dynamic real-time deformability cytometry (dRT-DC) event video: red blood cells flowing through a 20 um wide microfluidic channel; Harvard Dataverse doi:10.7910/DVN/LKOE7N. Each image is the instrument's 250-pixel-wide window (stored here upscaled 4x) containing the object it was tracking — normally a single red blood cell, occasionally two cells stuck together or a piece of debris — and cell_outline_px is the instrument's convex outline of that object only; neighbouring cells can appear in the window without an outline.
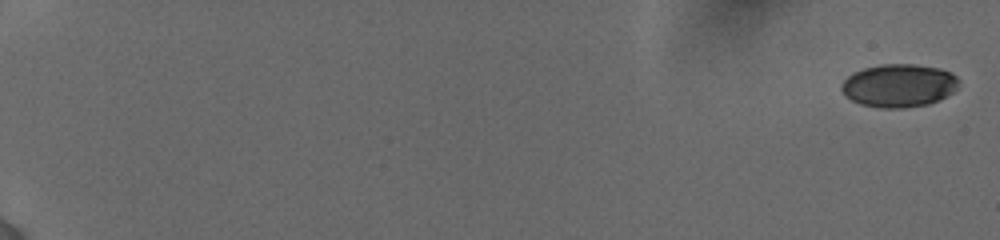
{"species": "human", "species_latin": "Homo sapiens", "temperature_condition": "cold", "stored_images_in_passage": 39, "camera_frame_rate_fps": 3000, "um_per_image_px": 0.085, "donor": {"sex": "female"}, "frame": {"image": 1, "passage_image": 1, "time_ms": 0.0, "image_size_px": [1000, 240], "cell_outline_px": [[960, 80], [956, 88], [952, 92], [928, 104], [904, 108], [880, 108], [860, 104], [852, 100], [840, 88], [840, 84], [852, 72], [864, 68], [880, 64], [912, 64], [940, 68], [952, 72]], "centroid_in_image_um": [76.39, 7.26], "position_along_channel_um": 8.6, "area_um2": 29.42}}
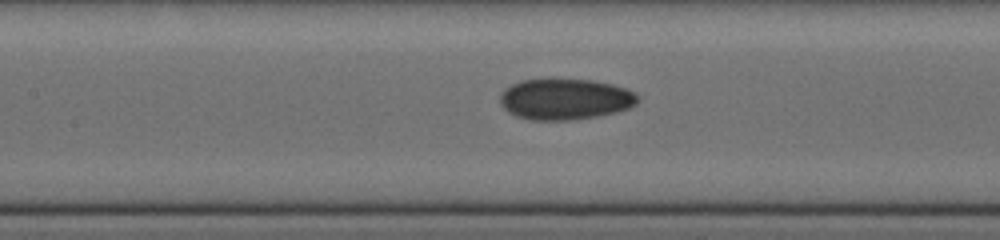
{"frame": {"image": 2, "passage_image": 22, "time_ms": 9.667, "image_size_px": [1000, 240], "cell_outline_px": [[636, 104], [628, 108], [616, 112], [596, 116], [568, 120], [532, 120], [516, 116], [508, 112], [500, 104], [500, 92], [504, 88], [520, 80], [548, 76], [552, 76], [592, 80], [612, 84], [624, 88], [632, 92], [636, 96]], "centroid_in_image_um": [47.94, 8.38], "position_along_channel_um": 159.5, "area_um2": 33.64}}
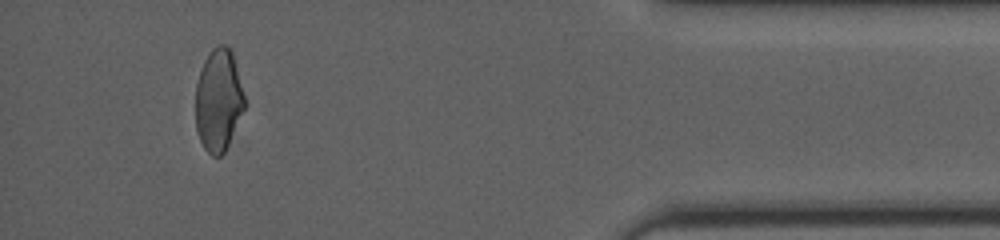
{"frame": {"image": 3, "passage_image": 38, "time_ms": 17.333, "image_size_px": [1000, 240], "cell_outline_px": [[248, 104], [224, 152], [220, 156], [212, 156], [204, 148], [200, 140], [196, 128], [196, 84], [204, 60], [208, 52], [212, 48], [220, 44], [224, 44], [232, 52]], "centroid_in_image_um": [18.6, 8.51], "position_along_channel_um": 416.6, "area_um2": 29.54}, "authors_computed_cell_mechanics": {"area_um2": 30.923, "velocity_mm_per_s": 3.8935, "shape_relaxation_time_tau1_ms": 4.4999, "shape_relaxation_time_tau2_ms": 2.5011, "deformation_change_tau1": 0.1136, "deformation_change_tau2": 0.0635}}